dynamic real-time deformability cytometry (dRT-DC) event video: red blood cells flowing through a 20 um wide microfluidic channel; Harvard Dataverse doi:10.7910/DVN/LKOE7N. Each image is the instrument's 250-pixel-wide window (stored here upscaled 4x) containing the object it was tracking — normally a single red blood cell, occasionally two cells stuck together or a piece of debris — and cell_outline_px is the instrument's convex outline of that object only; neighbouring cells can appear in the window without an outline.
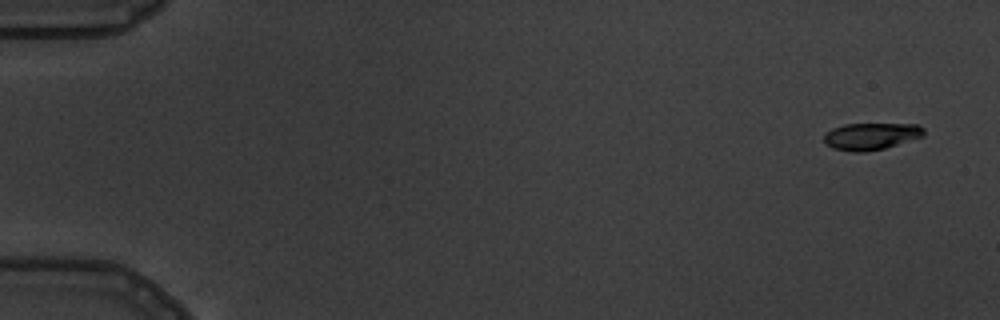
{"species": "common noctule bat (a hibernating species)", "species_latin": "Nyctalus noctula", "temperature_condition": "warm", "stored_images_in_passage": 7, "camera_frame_rate_fps": 3000, "um_per_image_px": 0.085, "animal": {"sex": "male", "body_mass_g": 19.5, "forearm_length_mm": 54.6}, "frame": {"image": 1, "passage_image": 1, "time_ms": 0.0, "image_size_px": [1000, 320], "cell_outline_px": [[924, 136], [884, 148], [864, 152], [852, 152], [832, 148], [824, 140], [824, 136], [832, 128], [844, 124], [916, 124], [924, 128]], "centroid_in_image_um": [74.05, 11.58], "position_along_channel_um": 11.0, "area_um2": 15.55}}
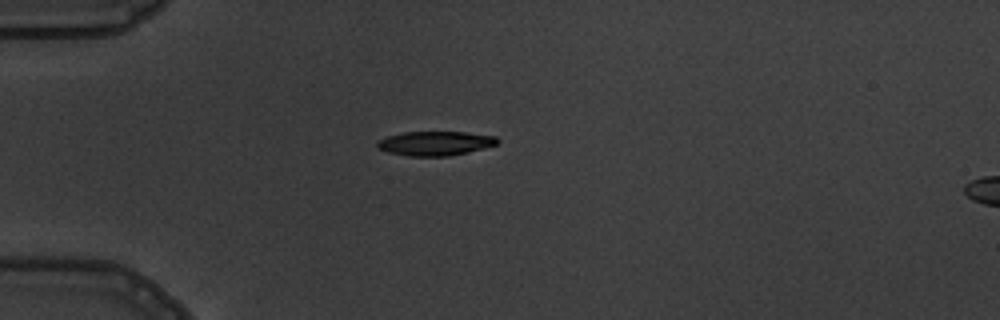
{"frame": {"image": 2, "passage_image": 4, "time_ms": 4.333, "image_size_px": [1000, 320], "cell_outline_px": [[500, 140], [496, 144], [468, 152], [448, 156], [408, 156], [388, 152], [376, 148], [376, 140], [388, 136], [404, 132], [464, 132], [496, 136]], "centroid_in_image_um": [36.95, 12.18], "position_along_channel_um": 48.1, "area_um2": 16.99}}